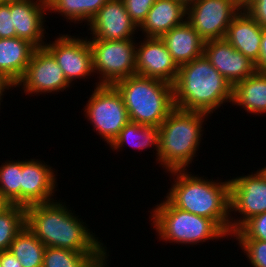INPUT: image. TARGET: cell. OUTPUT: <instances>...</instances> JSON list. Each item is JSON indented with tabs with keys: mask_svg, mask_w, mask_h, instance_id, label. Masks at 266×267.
Wrapping results in <instances>:
<instances>
[{
	"mask_svg": "<svg viewBox=\"0 0 266 267\" xmlns=\"http://www.w3.org/2000/svg\"><path fill=\"white\" fill-rule=\"evenodd\" d=\"M60 201L26 207L27 228L46 247L76 252H107V247L90 232L87 224L73 214L65 202Z\"/></svg>",
	"mask_w": 266,
	"mask_h": 267,
	"instance_id": "cell-1",
	"label": "cell"
},
{
	"mask_svg": "<svg viewBox=\"0 0 266 267\" xmlns=\"http://www.w3.org/2000/svg\"><path fill=\"white\" fill-rule=\"evenodd\" d=\"M186 171L188 172H169L176 178L165 196L166 199L183 211L212 219L230 236V180L222 182L203 179Z\"/></svg>",
	"mask_w": 266,
	"mask_h": 267,
	"instance_id": "cell-2",
	"label": "cell"
},
{
	"mask_svg": "<svg viewBox=\"0 0 266 267\" xmlns=\"http://www.w3.org/2000/svg\"><path fill=\"white\" fill-rule=\"evenodd\" d=\"M173 95L176 108L211 115L222 104H232L233 86L203 54L179 67Z\"/></svg>",
	"mask_w": 266,
	"mask_h": 267,
	"instance_id": "cell-3",
	"label": "cell"
},
{
	"mask_svg": "<svg viewBox=\"0 0 266 267\" xmlns=\"http://www.w3.org/2000/svg\"><path fill=\"white\" fill-rule=\"evenodd\" d=\"M209 114L174 108L159 126L158 163L165 172L187 170L203 137ZM206 118V119H205Z\"/></svg>",
	"mask_w": 266,
	"mask_h": 267,
	"instance_id": "cell-4",
	"label": "cell"
},
{
	"mask_svg": "<svg viewBox=\"0 0 266 267\" xmlns=\"http://www.w3.org/2000/svg\"><path fill=\"white\" fill-rule=\"evenodd\" d=\"M113 86L123 99L130 122L159 127L175 108L173 85L163 80L136 74Z\"/></svg>",
	"mask_w": 266,
	"mask_h": 267,
	"instance_id": "cell-5",
	"label": "cell"
},
{
	"mask_svg": "<svg viewBox=\"0 0 266 267\" xmlns=\"http://www.w3.org/2000/svg\"><path fill=\"white\" fill-rule=\"evenodd\" d=\"M150 213L157 238L165 243L187 246L228 237L212 219L174 207L166 198Z\"/></svg>",
	"mask_w": 266,
	"mask_h": 267,
	"instance_id": "cell-6",
	"label": "cell"
},
{
	"mask_svg": "<svg viewBox=\"0 0 266 267\" xmlns=\"http://www.w3.org/2000/svg\"><path fill=\"white\" fill-rule=\"evenodd\" d=\"M92 51L93 72L98 74V85H113L136 75V41L88 39Z\"/></svg>",
	"mask_w": 266,
	"mask_h": 267,
	"instance_id": "cell-7",
	"label": "cell"
},
{
	"mask_svg": "<svg viewBox=\"0 0 266 267\" xmlns=\"http://www.w3.org/2000/svg\"><path fill=\"white\" fill-rule=\"evenodd\" d=\"M88 103L84 106L85 118L93 130L111 144L123 127L130 122L123 99L113 85L95 86Z\"/></svg>",
	"mask_w": 266,
	"mask_h": 267,
	"instance_id": "cell-8",
	"label": "cell"
},
{
	"mask_svg": "<svg viewBox=\"0 0 266 267\" xmlns=\"http://www.w3.org/2000/svg\"><path fill=\"white\" fill-rule=\"evenodd\" d=\"M230 180V236L247 220L266 212V176L258 169ZM234 212L241 215L234 219Z\"/></svg>",
	"mask_w": 266,
	"mask_h": 267,
	"instance_id": "cell-9",
	"label": "cell"
},
{
	"mask_svg": "<svg viewBox=\"0 0 266 267\" xmlns=\"http://www.w3.org/2000/svg\"><path fill=\"white\" fill-rule=\"evenodd\" d=\"M241 10L242 5L237 0H198L187 7L186 21L205 42L223 39Z\"/></svg>",
	"mask_w": 266,
	"mask_h": 267,
	"instance_id": "cell-10",
	"label": "cell"
},
{
	"mask_svg": "<svg viewBox=\"0 0 266 267\" xmlns=\"http://www.w3.org/2000/svg\"><path fill=\"white\" fill-rule=\"evenodd\" d=\"M20 86H23L22 89L26 95L34 96L33 94L62 92L71 84L54 56L45 47H41L34 50L30 63L15 88Z\"/></svg>",
	"mask_w": 266,
	"mask_h": 267,
	"instance_id": "cell-11",
	"label": "cell"
},
{
	"mask_svg": "<svg viewBox=\"0 0 266 267\" xmlns=\"http://www.w3.org/2000/svg\"><path fill=\"white\" fill-rule=\"evenodd\" d=\"M44 47L54 56L71 85L76 79H87L94 74L92 51L87 37L84 39L70 34H59L55 41L45 43Z\"/></svg>",
	"mask_w": 266,
	"mask_h": 267,
	"instance_id": "cell-12",
	"label": "cell"
},
{
	"mask_svg": "<svg viewBox=\"0 0 266 267\" xmlns=\"http://www.w3.org/2000/svg\"><path fill=\"white\" fill-rule=\"evenodd\" d=\"M179 67L172 59L164 41L160 37H145L136 42V74L160 79L174 84Z\"/></svg>",
	"mask_w": 266,
	"mask_h": 267,
	"instance_id": "cell-13",
	"label": "cell"
},
{
	"mask_svg": "<svg viewBox=\"0 0 266 267\" xmlns=\"http://www.w3.org/2000/svg\"><path fill=\"white\" fill-rule=\"evenodd\" d=\"M55 169L38 159L21 161V206L55 201ZM53 196V197H52Z\"/></svg>",
	"mask_w": 266,
	"mask_h": 267,
	"instance_id": "cell-14",
	"label": "cell"
},
{
	"mask_svg": "<svg viewBox=\"0 0 266 267\" xmlns=\"http://www.w3.org/2000/svg\"><path fill=\"white\" fill-rule=\"evenodd\" d=\"M89 25L90 39L125 40L136 39L139 28L131 20L122 0H108L93 16Z\"/></svg>",
	"mask_w": 266,
	"mask_h": 267,
	"instance_id": "cell-15",
	"label": "cell"
},
{
	"mask_svg": "<svg viewBox=\"0 0 266 267\" xmlns=\"http://www.w3.org/2000/svg\"><path fill=\"white\" fill-rule=\"evenodd\" d=\"M203 54L232 86L257 71L255 63L234 49L225 38L206 41Z\"/></svg>",
	"mask_w": 266,
	"mask_h": 267,
	"instance_id": "cell-16",
	"label": "cell"
},
{
	"mask_svg": "<svg viewBox=\"0 0 266 267\" xmlns=\"http://www.w3.org/2000/svg\"><path fill=\"white\" fill-rule=\"evenodd\" d=\"M47 0H20L10 2V13L16 37L27 40L36 48L44 47V22L47 14Z\"/></svg>",
	"mask_w": 266,
	"mask_h": 267,
	"instance_id": "cell-17",
	"label": "cell"
},
{
	"mask_svg": "<svg viewBox=\"0 0 266 267\" xmlns=\"http://www.w3.org/2000/svg\"><path fill=\"white\" fill-rule=\"evenodd\" d=\"M263 28L242 9L227 28L225 39L255 64L259 61Z\"/></svg>",
	"mask_w": 266,
	"mask_h": 267,
	"instance_id": "cell-18",
	"label": "cell"
},
{
	"mask_svg": "<svg viewBox=\"0 0 266 267\" xmlns=\"http://www.w3.org/2000/svg\"><path fill=\"white\" fill-rule=\"evenodd\" d=\"M187 8L177 0H156L139 27L145 37H161L186 21Z\"/></svg>",
	"mask_w": 266,
	"mask_h": 267,
	"instance_id": "cell-19",
	"label": "cell"
},
{
	"mask_svg": "<svg viewBox=\"0 0 266 267\" xmlns=\"http://www.w3.org/2000/svg\"><path fill=\"white\" fill-rule=\"evenodd\" d=\"M160 38L178 67L203 55L205 41L187 21L173 27Z\"/></svg>",
	"mask_w": 266,
	"mask_h": 267,
	"instance_id": "cell-20",
	"label": "cell"
},
{
	"mask_svg": "<svg viewBox=\"0 0 266 267\" xmlns=\"http://www.w3.org/2000/svg\"><path fill=\"white\" fill-rule=\"evenodd\" d=\"M36 47L27 40L0 38V73L12 83L23 77Z\"/></svg>",
	"mask_w": 266,
	"mask_h": 267,
	"instance_id": "cell-21",
	"label": "cell"
},
{
	"mask_svg": "<svg viewBox=\"0 0 266 267\" xmlns=\"http://www.w3.org/2000/svg\"><path fill=\"white\" fill-rule=\"evenodd\" d=\"M232 105L247 113L266 114V73L256 71L233 86Z\"/></svg>",
	"mask_w": 266,
	"mask_h": 267,
	"instance_id": "cell-22",
	"label": "cell"
},
{
	"mask_svg": "<svg viewBox=\"0 0 266 267\" xmlns=\"http://www.w3.org/2000/svg\"><path fill=\"white\" fill-rule=\"evenodd\" d=\"M107 252H76L58 247H46L42 267H107Z\"/></svg>",
	"mask_w": 266,
	"mask_h": 267,
	"instance_id": "cell-23",
	"label": "cell"
},
{
	"mask_svg": "<svg viewBox=\"0 0 266 267\" xmlns=\"http://www.w3.org/2000/svg\"><path fill=\"white\" fill-rule=\"evenodd\" d=\"M128 144L138 150L154 147L157 151L156 160L158 162L159 127H151L139 123L129 122L123 127L109 146L113 151H118L121 147L125 148Z\"/></svg>",
	"mask_w": 266,
	"mask_h": 267,
	"instance_id": "cell-24",
	"label": "cell"
},
{
	"mask_svg": "<svg viewBox=\"0 0 266 267\" xmlns=\"http://www.w3.org/2000/svg\"><path fill=\"white\" fill-rule=\"evenodd\" d=\"M108 0H47L48 13H58L65 19L87 24Z\"/></svg>",
	"mask_w": 266,
	"mask_h": 267,
	"instance_id": "cell-25",
	"label": "cell"
},
{
	"mask_svg": "<svg viewBox=\"0 0 266 267\" xmlns=\"http://www.w3.org/2000/svg\"><path fill=\"white\" fill-rule=\"evenodd\" d=\"M46 246L27 228L16 235L9 250L23 267H42Z\"/></svg>",
	"mask_w": 266,
	"mask_h": 267,
	"instance_id": "cell-26",
	"label": "cell"
},
{
	"mask_svg": "<svg viewBox=\"0 0 266 267\" xmlns=\"http://www.w3.org/2000/svg\"><path fill=\"white\" fill-rule=\"evenodd\" d=\"M26 225V208L6 205L0 211V252L9 250L16 235Z\"/></svg>",
	"mask_w": 266,
	"mask_h": 267,
	"instance_id": "cell-27",
	"label": "cell"
},
{
	"mask_svg": "<svg viewBox=\"0 0 266 267\" xmlns=\"http://www.w3.org/2000/svg\"><path fill=\"white\" fill-rule=\"evenodd\" d=\"M0 198L8 205L21 206V160H6L0 166Z\"/></svg>",
	"mask_w": 266,
	"mask_h": 267,
	"instance_id": "cell-28",
	"label": "cell"
},
{
	"mask_svg": "<svg viewBox=\"0 0 266 267\" xmlns=\"http://www.w3.org/2000/svg\"><path fill=\"white\" fill-rule=\"evenodd\" d=\"M232 237L235 239H258L266 241V212L251 217L232 234Z\"/></svg>",
	"mask_w": 266,
	"mask_h": 267,
	"instance_id": "cell-29",
	"label": "cell"
},
{
	"mask_svg": "<svg viewBox=\"0 0 266 267\" xmlns=\"http://www.w3.org/2000/svg\"><path fill=\"white\" fill-rule=\"evenodd\" d=\"M252 267H266V241L236 239Z\"/></svg>",
	"mask_w": 266,
	"mask_h": 267,
	"instance_id": "cell-30",
	"label": "cell"
},
{
	"mask_svg": "<svg viewBox=\"0 0 266 267\" xmlns=\"http://www.w3.org/2000/svg\"><path fill=\"white\" fill-rule=\"evenodd\" d=\"M131 20L139 28L145 21L150 8L156 0H122Z\"/></svg>",
	"mask_w": 266,
	"mask_h": 267,
	"instance_id": "cell-31",
	"label": "cell"
},
{
	"mask_svg": "<svg viewBox=\"0 0 266 267\" xmlns=\"http://www.w3.org/2000/svg\"><path fill=\"white\" fill-rule=\"evenodd\" d=\"M16 31L10 13V2L0 5V38H14Z\"/></svg>",
	"mask_w": 266,
	"mask_h": 267,
	"instance_id": "cell-32",
	"label": "cell"
},
{
	"mask_svg": "<svg viewBox=\"0 0 266 267\" xmlns=\"http://www.w3.org/2000/svg\"><path fill=\"white\" fill-rule=\"evenodd\" d=\"M244 9L262 28H266V0H249Z\"/></svg>",
	"mask_w": 266,
	"mask_h": 267,
	"instance_id": "cell-33",
	"label": "cell"
},
{
	"mask_svg": "<svg viewBox=\"0 0 266 267\" xmlns=\"http://www.w3.org/2000/svg\"><path fill=\"white\" fill-rule=\"evenodd\" d=\"M255 65L257 71L266 73V28H263L259 61Z\"/></svg>",
	"mask_w": 266,
	"mask_h": 267,
	"instance_id": "cell-34",
	"label": "cell"
},
{
	"mask_svg": "<svg viewBox=\"0 0 266 267\" xmlns=\"http://www.w3.org/2000/svg\"><path fill=\"white\" fill-rule=\"evenodd\" d=\"M0 267H23L10 250L0 252Z\"/></svg>",
	"mask_w": 266,
	"mask_h": 267,
	"instance_id": "cell-35",
	"label": "cell"
},
{
	"mask_svg": "<svg viewBox=\"0 0 266 267\" xmlns=\"http://www.w3.org/2000/svg\"><path fill=\"white\" fill-rule=\"evenodd\" d=\"M13 87L15 88V84L12 83L5 75H3L2 73H0V105L1 102L3 101V95L5 94V90H9V89H13Z\"/></svg>",
	"mask_w": 266,
	"mask_h": 267,
	"instance_id": "cell-36",
	"label": "cell"
},
{
	"mask_svg": "<svg viewBox=\"0 0 266 267\" xmlns=\"http://www.w3.org/2000/svg\"><path fill=\"white\" fill-rule=\"evenodd\" d=\"M180 3H182L186 8L190 5H192L193 3L197 2L198 0H177Z\"/></svg>",
	"mask_w": 266,
	"mask_h": 267,
	"instance_id": "cell-37",
	"label": "cell"
},
{
	"mask_svg": "<svg viewBox=\"0 0 266 267\" xmlns=\"http://www.w3.org/2000/svg\"><path fill=\"white\" fill-rule=\"evenodd\" d=\"M7 204L0 198V211L6 206Z\"/></svg>",
	"mask_w": 266,
	"mask_h": 267,
	"instance_id": "cell-38",
	"label": "cell"
},
{
	"mask_svg": "<svg viewBox=\"0 0 266 267\" xmlns=\"http://www.w3.org/2000/svg\"><path fill=\"white\" fill-rule=\"evenodd\" d=\"M242 6L248 2L249 0H237Z\"/></svg>",
	"mask_w": 266,
	"mask_h": 267,
	"instance_id": "cell-39",
	"label": "cell"
},
{
	"mask_svg": "<svg viewBox=\"0 0 266 267\" xmlns=\"http://www.w3.org/2000/svg\"><path fill=\"white\" fill-rule=\"evenodd\" d=\"M266 176V167L259 169Z\"/></svg>",
	"mask_w": 266,
	"mask_h": 267,
	"instance_id": "cell-40",
	"label": "cell"
},
{
	"mask_svg": "<svg viewBox=\"0 0 266 267\" xmlns=\"http://www.w3.org/2000/svg\"><path fill=\"white\" fill-rule=\"evenodd\" d=\"M4 2L20 1V0H3Z\"/></svg>",
	"mask_w": 266,
	"mask_h": 267,
	"instance_id": "cell-41",
	"label": "cell"
},
{
	"mask_svg": "<svg viewBox=\"0 0 266 267\" xmlns=\"http://www.w3.org/2000/svg\"><path fill=\"white\" fill-rule=\"evenodd\" d=\"M3 3H5V2L3 0H0V5L3 4Z\"/></svg>",
	"mask_w": 266,
	"mask_h": 267,
	"instance_id": "cell-42",
	"label": "cell"
}]
</instances>
